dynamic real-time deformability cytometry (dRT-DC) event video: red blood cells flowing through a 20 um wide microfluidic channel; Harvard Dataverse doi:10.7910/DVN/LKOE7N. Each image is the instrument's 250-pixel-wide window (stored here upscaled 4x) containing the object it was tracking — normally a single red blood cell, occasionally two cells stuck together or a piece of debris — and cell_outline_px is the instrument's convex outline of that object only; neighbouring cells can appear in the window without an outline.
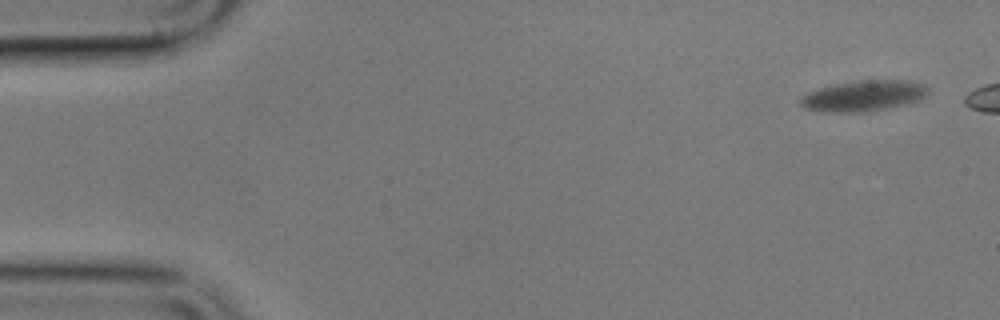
{"species": "common noctule bat (a hibernating species)", "species_latin": "Nyctalus noctula", "temperature_condition": "cold", "stored_images_in_passage": 6, "camera_frame_rate_fps": 3000, "um_per_image_px": 0.085, "animal": {"sex": "male", "body_mass_g": 17.9}, "frame": {"image": 1, "passage_image": 1, "time_ms": 0.0, "image_size_px": [1000, 320], "cell_outline_px": [[928, 92], [924, 96], [916, 100], [904, 104], [888, 108], [864, 112], [832, 112], [804, 108], [800, 104], [800, 100], [808, 92], [820, 88], [836, 84], [860, 80], [900, 80], [924, 84], [928, 88]], "centroid_in_image_um": [73.4, 8.14], "position_along_channel_um": 11.6, "area_um2": 22.43}}